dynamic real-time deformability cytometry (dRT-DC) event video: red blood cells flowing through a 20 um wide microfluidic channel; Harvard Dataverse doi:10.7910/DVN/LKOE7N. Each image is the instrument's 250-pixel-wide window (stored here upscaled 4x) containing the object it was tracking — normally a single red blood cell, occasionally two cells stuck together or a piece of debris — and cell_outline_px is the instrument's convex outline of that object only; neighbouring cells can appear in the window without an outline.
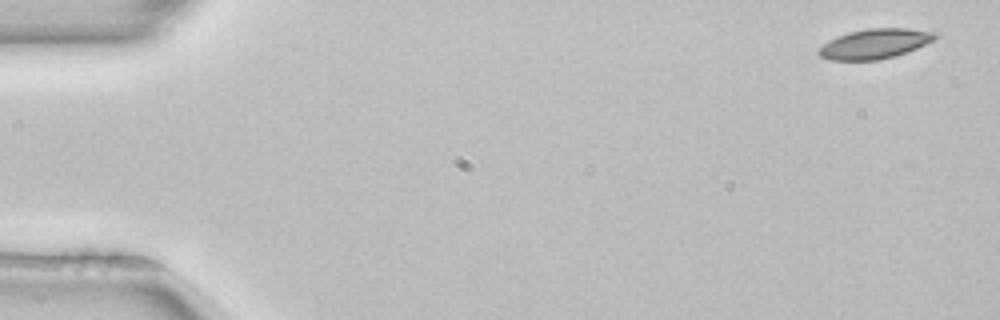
{"species": "common noctule bat (a hibernating species)", "species_latin": "Nyctalus noctula", "temperature_condition": "room temperature", "stored_images_in_passage": 4, "camera_frame_rate_fps": 3000, "um_per_image_px": 0.085, "animal": {"sex": "female", "body_mass_g": 22.7, "forearm_length_mm": 54.2}, "frame": {"image": 1, "passage_image": 1, "time_ms": 0.0, "image_size_px": [1000, 320], "cell_outline_px": [[940, 36], [916, 48], [892, 56], [876, 60], [828, 60], [820, 56], [816, 52], [828, 40], [836, 36], [848, 32], [868, 28], [908, 28], [940, 32]], "centroid_in_image_um": [74.35, 3.7], "position_along_channel_um": 10.7, "area_um2": 20.23}}
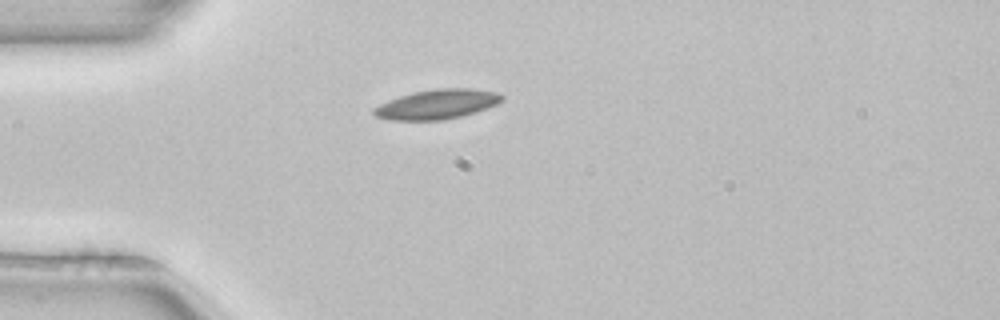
{"frame": {"image": 2, "passage_image": 4, "time_ms": 1.0, "image_size_px": [1000, 320], "cell_outline_px": [[504, 100], [488, 108], [476, 112], [444, 120], [388, 120], [376, 116], [372, 112], [372, 108], [388, 100], [400, 96], [416, 92], [436, 88], [472, 88], [500, 92], [504, 96]], "centroid_in_image_um": [37.19, 8.86], "position_along_channel_um": 47.8, "area_um2": 22.25}}